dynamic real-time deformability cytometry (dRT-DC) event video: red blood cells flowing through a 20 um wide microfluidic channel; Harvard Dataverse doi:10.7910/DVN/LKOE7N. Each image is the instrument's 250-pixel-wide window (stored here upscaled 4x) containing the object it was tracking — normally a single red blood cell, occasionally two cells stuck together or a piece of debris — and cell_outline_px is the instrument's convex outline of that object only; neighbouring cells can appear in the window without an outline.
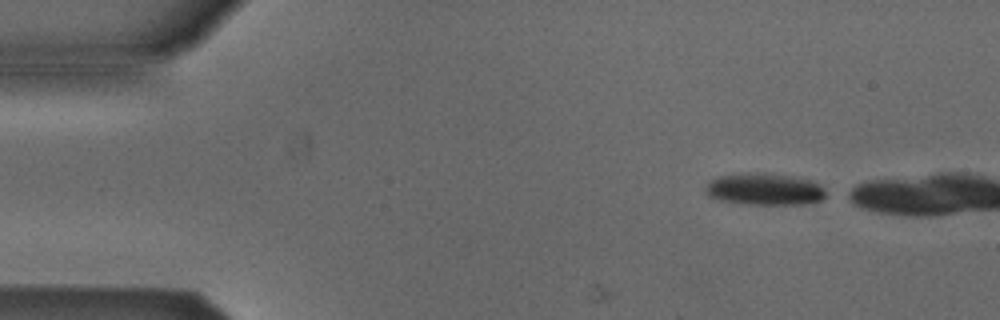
{"species": "Egyptian fruit bat (a non-hibernating species)", "species_latin": "Rousettus aegyptiacus", "temperature_condition": "cold", "stored_images_in_passage": 9, "camera_frame_rate_fps": 3000, "um_per_image_px": 0.085, "animal": {"sex": "male"}, "frame": {"image": 1, "passage_image": 1, "time_ms": 0.0, "image_size_px": [1000, 320], "cell_outline_px": [[824, 196], [820, 200], [800, 204], [748, 204], [720, 200], [708, 196], [704, 192], [704, 188], [712, 180], [720, 176], [740, 172], [764, 172], [792, 176], [812, 180], [820, 184], [824, 188]], "centroid_in_image_um": [64.96, 16.06], "position_along_channel_um": 20.0, "area_um2": 22.48}}